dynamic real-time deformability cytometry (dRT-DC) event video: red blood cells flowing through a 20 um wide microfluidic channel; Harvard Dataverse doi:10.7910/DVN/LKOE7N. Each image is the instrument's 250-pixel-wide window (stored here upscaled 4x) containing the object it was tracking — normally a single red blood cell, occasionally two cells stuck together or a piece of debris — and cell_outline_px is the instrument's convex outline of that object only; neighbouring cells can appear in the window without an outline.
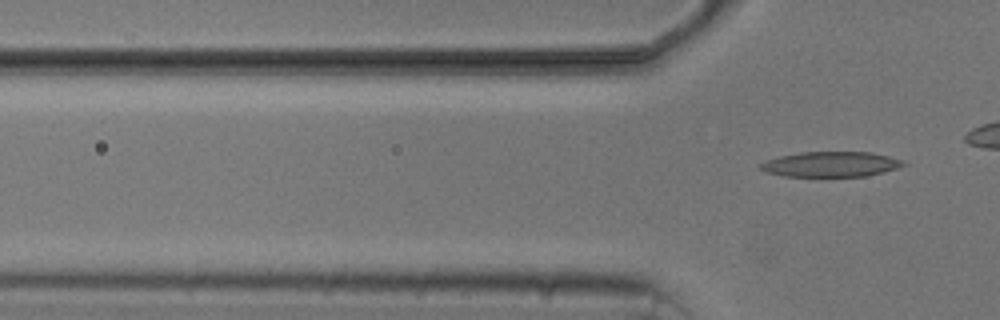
{"species": "common noctule bat (a hibernating species)", "species_latin": "Nyctalus noctula", "temperature_condition": "cold", "stored_images_in_passage": 4, "camera_frame_rate_fps": 3000, "um_per_image_px": 0.085, "animal": {"sex": "male", "body_mass_g": 20.5, "forearm_length_mm": 52.5}, "frame": {"image": 1, "passage_image": 4, "time_ms": 3.667, "image_size_px": [1000, 320], "cell_outline_px": [[908, 164], [896, 168], [864, 176], [784, 176], [768, 172], [760, 168], [760, 164], [768, 160], [780, 156], [800, 152], [872, 152], [908, 160]], "centroid_in_image_um": [70.7, 13.95], "position_along_channel_um": 55.1, "area_um2": 20.87}}